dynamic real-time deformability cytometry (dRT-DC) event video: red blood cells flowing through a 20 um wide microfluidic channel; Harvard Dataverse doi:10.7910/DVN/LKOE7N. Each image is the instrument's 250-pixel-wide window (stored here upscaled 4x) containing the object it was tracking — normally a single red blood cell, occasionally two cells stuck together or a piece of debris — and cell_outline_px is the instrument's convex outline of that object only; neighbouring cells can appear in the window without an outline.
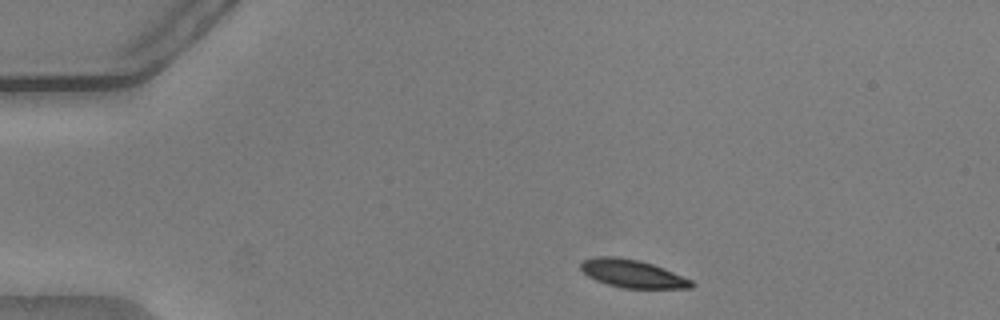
{"species": "common noctule bat (a hibernating species)", "species_latin": "Nyctalus noctula", "temperature_condition": "warm", "stored_images_in_passage": 46, "camera_frame_rate_fps": 3000, "um_per_image_px": 0.085, "animal": {"sex": "male", "body_mass_g": 20.5, "forearm_length_mm": 52.5}, "frame": {"image": 1, "passage_image": 2, "time_ms": 0.333, "image_size_px": [1000, 320], "cell_outline_px": [[696, 284], [692, 288], [624, 288], [608, 284], [596, 280], [588, 276], [580, 268], [580, 260], [596, 256], [616, 256], [640, 260], [664, 268], [692, 280]], "centroid_in_image_um": [53.75, 23.24], "position_along_channel_um": 31.3, "area_um2": 18.15}}
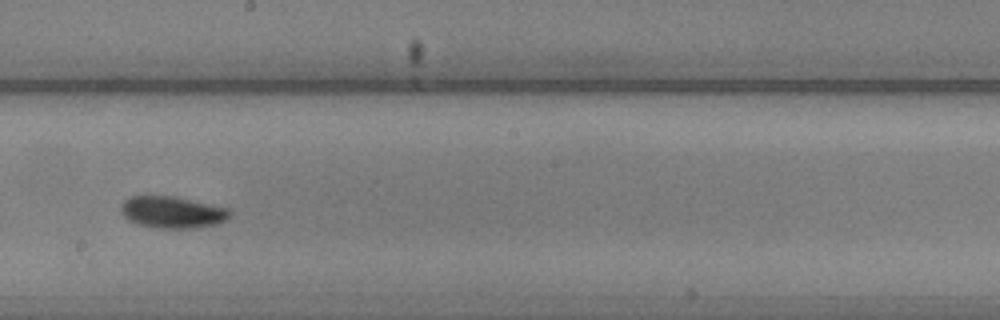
{"frame": {"image": 2, "passage_image": 23, "time_ms": 7.333, "image_size_px": [1000, 320], "cell_outline_px": [[232, 212], [224, 220], [216, 224], [196, 228], [156, 228], [136, 224], [128, 220], [120, 212], [120, 204], [124, 200], [132, 196], [172, 196], [228, 208]], "centroid_in_image_um": [14.59, 18.04], "position_along_channel_um": 233.6, "area_um2": 20.11}}
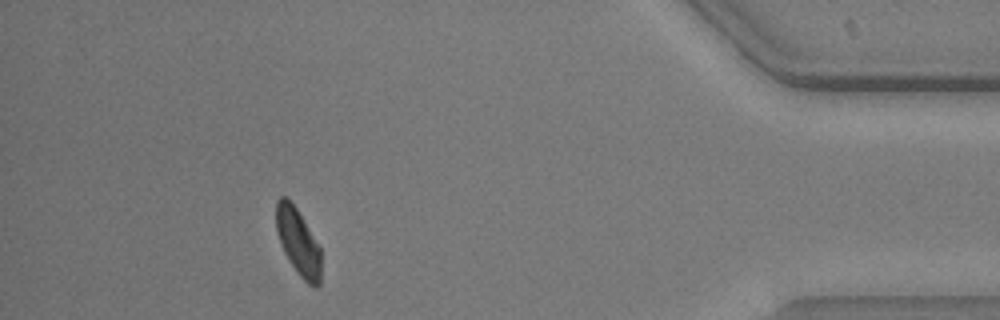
{"frame": {"image": 3, "passage_image": 41, "time_ms": 13.333, "image_size_px": [1000, 320], "cell_outline_px": [[320, 284], [316, 288], [308, 284], [296, 272], [284, 252], [276, 232], [276, 200], [280, 196], [284, 196], [296, 208], [320, 248]], "centroid_in_image_um": [25.32, 20.59], "position_along_channel_um": 409.9, "area_um2": 17.17}, "authors_computed_cell_mechanics": {"area_um2": 19.0162, "velocity_mm_per_s": 3.7547, "shape_relaxation_time_tau1_ms": 2.3516, "shape_relaxation_time_tau2_ms": null, "deformation_change_tau1": 0.128, "deformation_change_tau2": null}}